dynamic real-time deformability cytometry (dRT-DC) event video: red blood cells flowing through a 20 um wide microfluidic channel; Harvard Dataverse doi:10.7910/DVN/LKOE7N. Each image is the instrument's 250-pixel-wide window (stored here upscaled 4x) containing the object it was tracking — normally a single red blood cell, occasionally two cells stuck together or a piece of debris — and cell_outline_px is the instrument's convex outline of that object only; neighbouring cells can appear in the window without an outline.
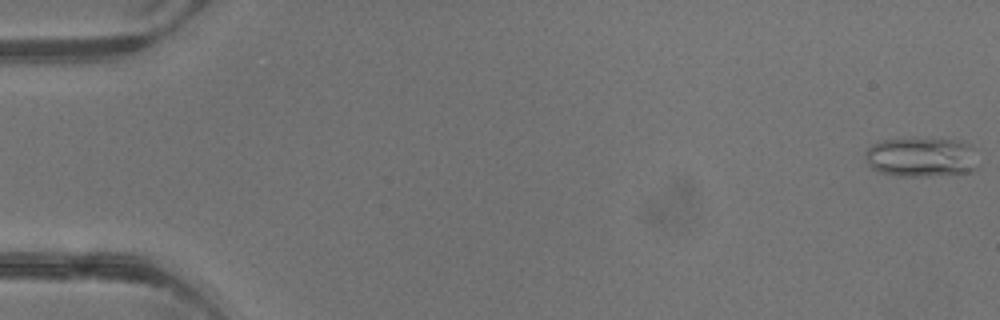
{"species": "common noctule bat (a hibernating species)", "species_latin": "Nyctalus noctula", "temperature_condition": "warm", "stored_images_in_passage": 5, "camera_frame_rate_fps": 3000, "um_per_image_px": 0.085, "animal": {"sex": "male", "body_mass_g": 13.3}, "frame": {"image": 1, "passage_image": 1, "time_ms": 0.0, "image_size_px": [1000, 320], "cell_outline_px": [[976, 168], [968, 172], [928, 176], [900, 176], [880, 172], [872, 168], [868, 164], [864, 156], [864, 152], [872, 144], [884, 140], [960, 140], [972, 144]], "centroid_in_image_um": [78.28, 13.37], "position_along_channel_um": 6.7, "area_um2": 25.55}}